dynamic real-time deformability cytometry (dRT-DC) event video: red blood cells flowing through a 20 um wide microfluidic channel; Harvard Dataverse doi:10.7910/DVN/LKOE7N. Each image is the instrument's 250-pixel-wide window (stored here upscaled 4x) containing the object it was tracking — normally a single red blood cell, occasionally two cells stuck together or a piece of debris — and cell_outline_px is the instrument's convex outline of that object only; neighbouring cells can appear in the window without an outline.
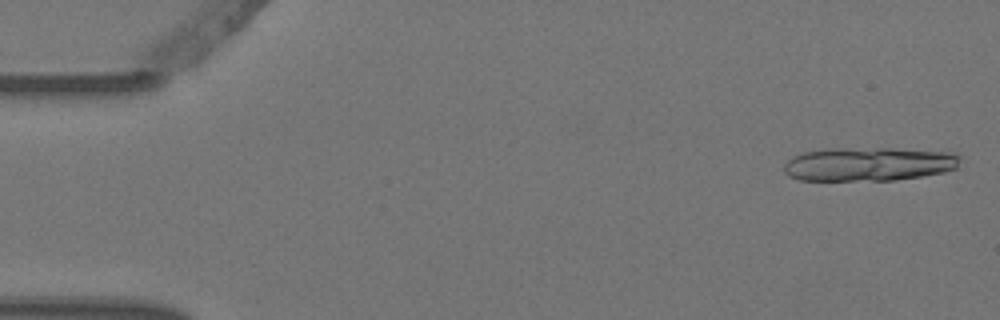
{"species": "Egyptian fruit bat (a non-hibernating species)", "species_latin": "Rousettus aegyptiacus", "temperature_condition": "warm", "stored_images_in_passage": 6, "segment_of_instrument_passage": [1, 2], "camera_frame_rate_fps": 3000, "um_per_image_px": 0.085, "animal": {"sex": "female"}, "frame": {"image": 1, "passage_image": 1, "time_ms": 0.0, "image_size_px": [1000, 320], "cell_outline_px": [[964, 156], [956, 168], [944, 172], [896, 180], [800, 180], [788, 176], [784, 172], [784, 164], [792, 156], [804, 152], [828, 148], [892, 148], [956, 152]], "centroid_in_image_um": [73.89, 13.93], "position_along_channel_um": 11.1, "area_um2": 35.14}}